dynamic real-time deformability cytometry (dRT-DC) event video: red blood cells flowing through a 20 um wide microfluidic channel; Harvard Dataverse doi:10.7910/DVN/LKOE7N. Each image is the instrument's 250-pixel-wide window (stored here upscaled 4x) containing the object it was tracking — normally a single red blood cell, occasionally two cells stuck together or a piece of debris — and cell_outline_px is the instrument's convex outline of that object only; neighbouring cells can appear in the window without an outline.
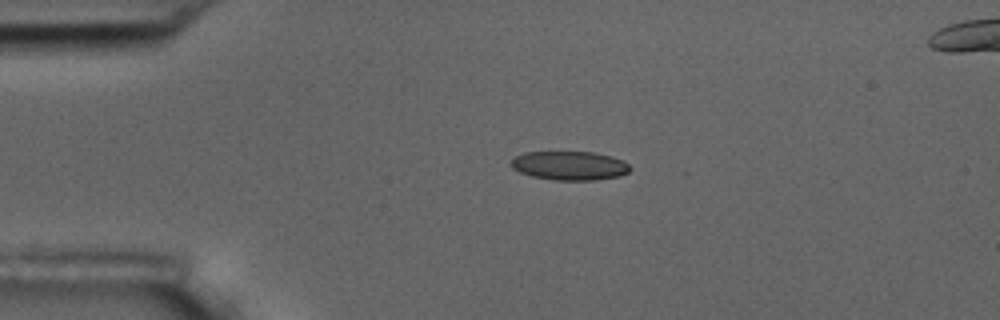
{"species": "common noctule bat (a hibernating species)", "species_latin": "Nyctalus noctula", "temperature_condition": "room temperature", "stored_images_in_passage": 3, "camera_frame_rate_fps": 3000, "um_per_image_px": 0.085, "animal": {"sex": "male", "body_mass_g": 17.5, "forearm_length_mm": 52.3}, "frame": {"image": 1, "passage_image": 1, "time_ms": 0.0, "image_size_px": [1000, 320], "cell_outline_px": [[632, 168], [628, 172], [620, 176], [596, 180], [556, 180], [532, 176], [520, 172], [512, 168], [512, 160], [516, 156], [524, 152], [592, 152], [612, 156], [628, 164]], "centroid_in_image_um": [48.43, 14.08], "position_along_channel_um": 36.6, "area_um2": 19.94}}